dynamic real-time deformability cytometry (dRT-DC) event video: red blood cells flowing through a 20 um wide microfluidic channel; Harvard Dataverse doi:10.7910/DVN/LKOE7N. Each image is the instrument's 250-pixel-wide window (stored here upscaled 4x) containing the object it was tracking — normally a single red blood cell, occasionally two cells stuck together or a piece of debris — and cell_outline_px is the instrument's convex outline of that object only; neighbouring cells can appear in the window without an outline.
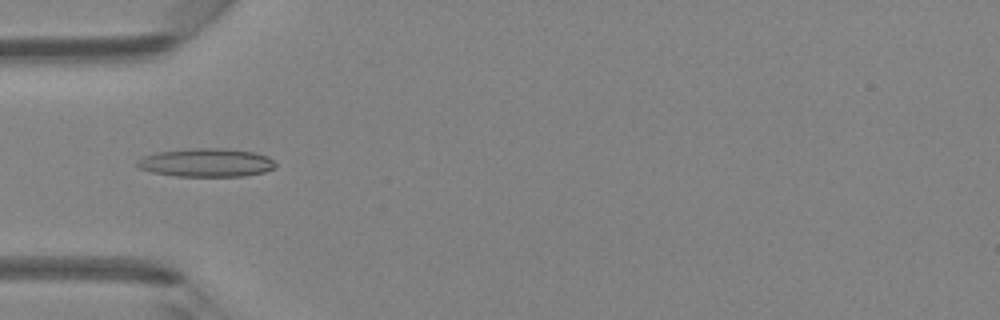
{"species": "Egyptian fruit bat (a non-hibernating species)", "species_latin": "Rousettus aegyptiacus", "temperature_condition": "room temperature", "stored_images_in_passage": 39, "camera_frame_rate_fps": 3000, "um_per_image_px": 0.085, "animal": {"sex": "female"}, "frame": {"image": 1, "passage_image": 8, "time_ms": 2.333, "image_size_px": [1000, 320], "cell_outline_px": [[276, 168], [264, 172], [244, 176], [176, 176], [152, 172], [140, 168], [136, 164], [136, 160], [144, 156], [156, 152], [188, 148], [228, 148], [256, 152], [268, 156], [276, 164]], "centroid_in_image_um": [17.56, 13.81], "position_along_channel_um": 67.4, "area_um2": 23.18}}
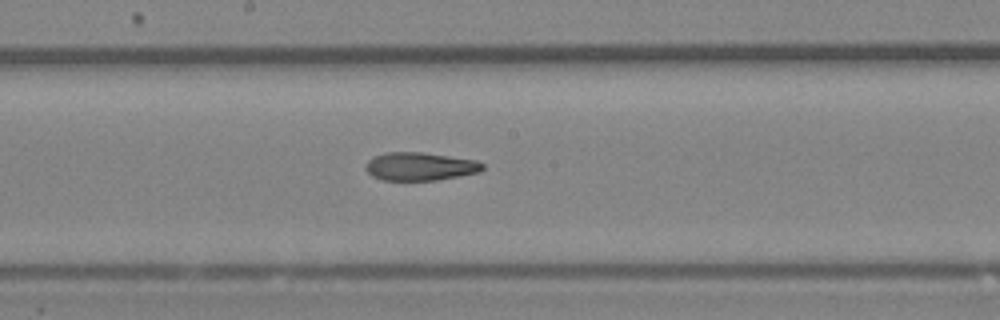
{"frame": {"image": 2, "passage_image": 18, "time_ms": 5.667, "image_size_px": [1000, 320], "cell_outline_px": [[484, 168], [480, 172], [460, 176], [436, 180], [384, 180], [372, 176], [364, 168], [364, 164], [372, 156], [384, 152], [424, 152], [476, 160], [484, 164]], "centroid_in_image_um": [35.68, 14.14], "position_along_channel_um": 212.5, "area_um2": 19.42}}
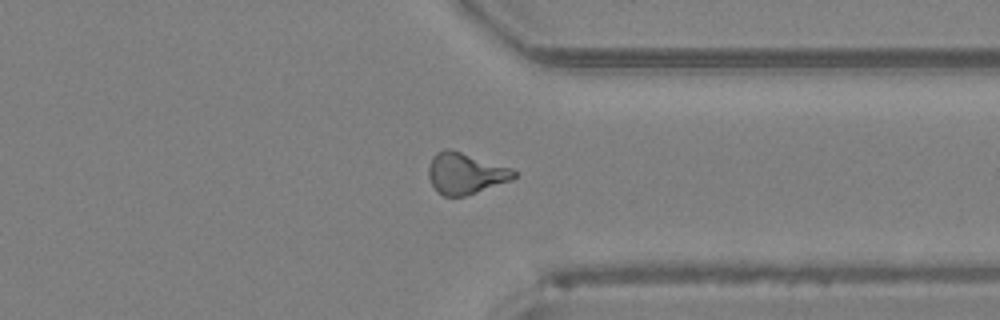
{"frame": {"image": 3, "passage_image": 29, "time_ms": 9.333, "image_size_px": [1000, 320], "cell_outline_px": [[516, 176], [512, 180], [464, 196], [444, 196], [436, 192], [428, 176], [428, 168], [432, 156], [436, 152], [444, 148], [452, 148], [512, 168], [516, 172]], "centroid_in_image_um": [39.54, 14.71], "position_along_channel_um": 371.9, "area_um2": 20.75}, "authors_computed_cell_mechanics": {"area_um2": 19.941, "velocity_mm_per_s": 4.3789, "shape_relaxation_time_tau1_ms": 6.5463, "shape_relaxation_time_tau2_ms": 4.4849, "deformation_change_tau1": 0.2008, "deformation_change_tau2": 0.1523}}